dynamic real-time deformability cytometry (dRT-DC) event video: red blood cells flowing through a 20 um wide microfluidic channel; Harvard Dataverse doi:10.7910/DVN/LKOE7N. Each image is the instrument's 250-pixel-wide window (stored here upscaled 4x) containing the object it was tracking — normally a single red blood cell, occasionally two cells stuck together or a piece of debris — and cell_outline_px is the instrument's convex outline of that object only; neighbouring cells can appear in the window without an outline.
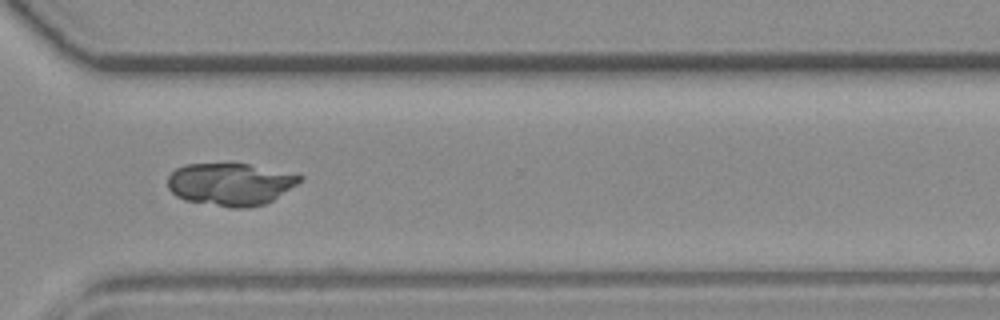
{"species": "common noctule bat (a hibernating species)", "species_latin": "Nyctalus noctula", "temperature_condition": "room temperature", "stored_images_in_passage": 54, "camera_frame_rate_fps": 3000, "um_per_image_px": 0.085, "animal": {"sex": "female", "body_mass_g": 19.3, "forearm_length_mm": 54.1}, "frame": {"image": 1, "passage_image": 39, "time_ms": 12.667, "image_size_px": [1000, 320], "cell_outline_px": [[304, 176], [296, 184], [272, 200], [264, 204], [248, 208], [232, 208], [184, 200], [176, 196], [168, 188], [168, 176], [176, 168], [184, 164], [248, 164]], "centroid_in_image_um": [19.53, 15.66], "position_along_channel_um": 351.1, "area_um2": 32.37}}
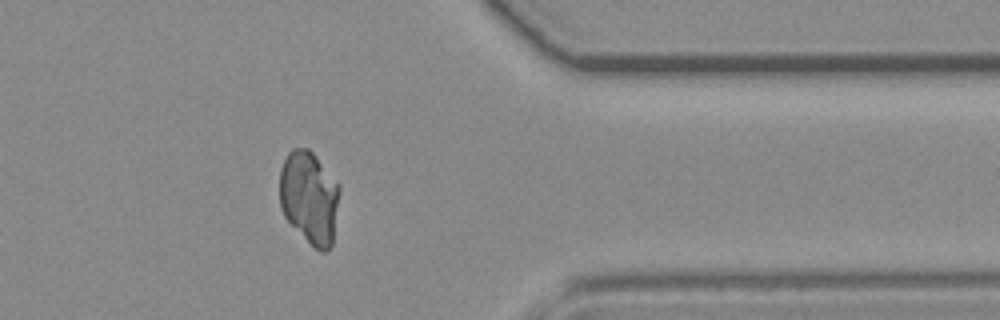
{"frame": {"image": 2, "passage_image": 43, "time_ms": 14.0, "image_size_px": [1000, 320], "cell_outline_px": [[340, 192], [332, 244], [324, 252], [320, 252], [284, 216], [280, 208], [280, 168], [288, 152], [292, 148], [308, 148], [312, 152], [340, 184]], "centroid_in_image_um": [26.3, 16.74], "position_along_channel_um": 385.1, "area_um2": 32.19}}
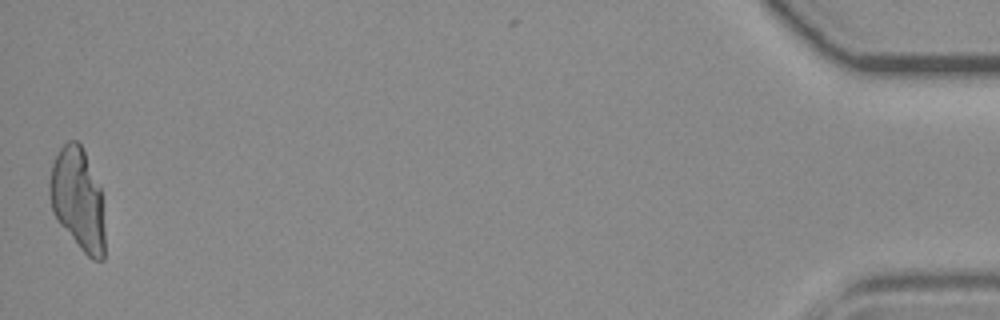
{"frame": {"image": 3, "passage_image": 53, "time_ms": 17.333, "image_size_px": [1000, 320], "cell_outline_px": [[104, 260], [92, 260], [80, 248], [56, 220], [52, 212], [48, 192], [48, 180], [52, 164], [60, 148], [68, 140], [76, 140], [80, 144], [84, 152], [100, 188], [104, 228]], "centroid_in_image_um": [6.58, 16.95], "position_along_channel_um": 428.6, "area_um2": 32.77}}